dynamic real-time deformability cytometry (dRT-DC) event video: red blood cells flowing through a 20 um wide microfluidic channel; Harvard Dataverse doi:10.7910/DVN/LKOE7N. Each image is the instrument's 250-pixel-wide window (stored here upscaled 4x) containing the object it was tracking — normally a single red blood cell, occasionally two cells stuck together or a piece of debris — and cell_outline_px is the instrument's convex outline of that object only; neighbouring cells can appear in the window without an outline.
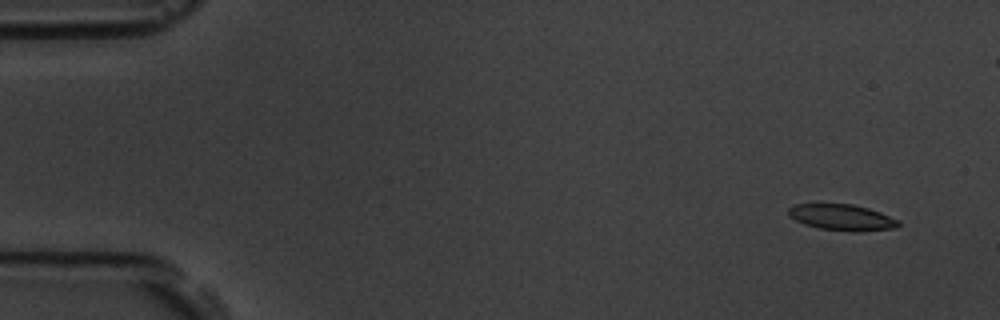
{"species": "common noctule bat (a hibernating species)", "species_latin": "Nyctalus noctula", "temperature_condition": "room temperature", "stored_images_in_passage": 5, "camera_frame_rate_fps": 3000, "um_per_image_px": 0.085, "animal": {"sex": "male", "body_mass_g": 19.5, "forearm_length_mm": 54.6}, "frame": {"image": 1, "passage_image": 1, "time_ms": 0.0, "image_size_px": [1000, 320], "cell_outline_px": [[900, 224], [896, 228], [860, 232], [852, 232], [820, 228], [804, 224], [788, 216], [788, 208], [796, 204], [852, 204], [868, 208], [880, 212], [900, 220]], "centroid_in_image_um": [71.59, 18.48], "position_along_channel_um": 13.4, "area_um2": 16.82}}